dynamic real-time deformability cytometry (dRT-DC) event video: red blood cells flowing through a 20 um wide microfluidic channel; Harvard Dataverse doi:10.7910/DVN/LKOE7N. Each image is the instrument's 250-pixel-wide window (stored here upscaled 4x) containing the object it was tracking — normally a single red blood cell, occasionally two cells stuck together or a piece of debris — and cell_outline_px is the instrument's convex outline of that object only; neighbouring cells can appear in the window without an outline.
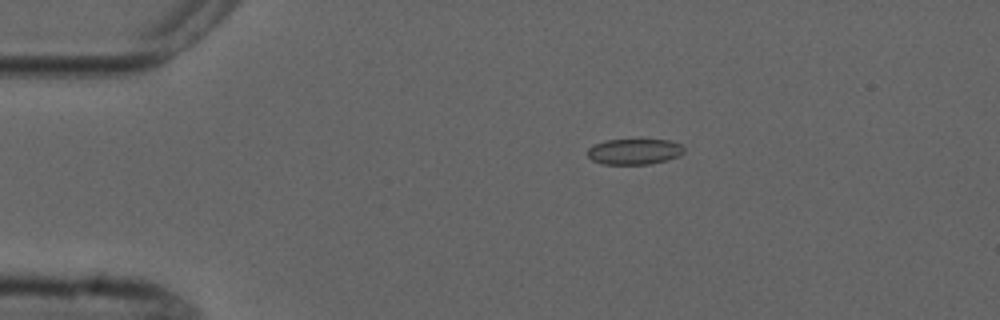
{"species": "common noctule bat (a hibernating species)", "species_latin": "Nyctalus noctula", "temperature_condition": "cold", "stored_images_in_passage": 9, "camera_frame_rate_fps": 3000, "um_per_image_px": 0.085, "animal": {"sex": "male", "forearm_length_mm": 52.5}, "frame": {"image": 1, "passage_image": 3, "time_ms": 3.333, "image_size_px": [1000, 320], "cell_outline_px": [[684, 152], [680, 156], [648, 164], [604, 164], [592, 160], [588, 156], [588, 148], [592, 144], [604, 140], [640, 136], [668, 140], [680, 144], [684, 148]], "centroid_in_image_um": [53.9, 12.81], "position_along_channel_um": 31.1, "area_um2": 15.32}}